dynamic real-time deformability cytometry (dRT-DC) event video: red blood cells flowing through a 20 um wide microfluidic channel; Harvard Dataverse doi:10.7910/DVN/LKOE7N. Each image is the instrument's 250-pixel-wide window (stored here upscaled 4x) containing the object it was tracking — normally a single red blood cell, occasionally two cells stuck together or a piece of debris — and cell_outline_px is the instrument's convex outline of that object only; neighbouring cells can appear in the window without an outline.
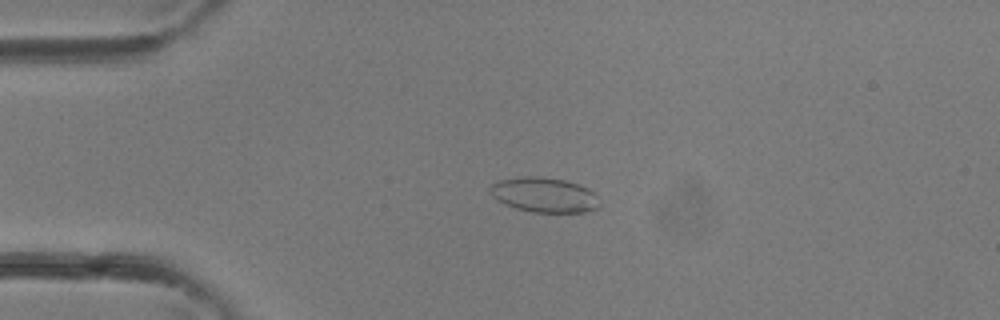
{"species": "common noctule bat (a hibernating species)", "species_latin": "Nyctalus noctula", "temperature_condition": "room temperature", "stored_images_in_passage": 37, "camera_frame_rate_fps": 3000, "um_per_image_px": 0.085, "animal": {"sex": "female"}, "frame": {"image": 1, "passage_image": 9, "time_ms": 2.667, "image_size_px": [1000, 320], "cell_outline_px": [[596, 208], [584, 212], [532, 212], [516, 208], [504, 204], [492, 196], [488, 188], [492, 184], [500, 180], [524, 176], [540, 176], [564, 180], [588, 188], [596, 196]], "centroid_in_image_um": [46.19, 16.56], "position_along_channel_um": 38.8, "area_um2": 21.91}}
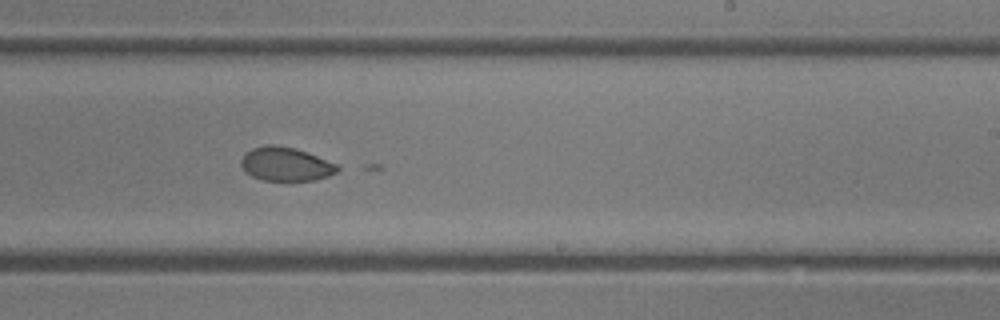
{"frame": {"image": 2, "passage_image": 23, "time_ms": 7.333, "image_size_px": [1000, 320], "cell_outline_px": [[340, 168], [336, 172], [328, 176], [316, 180], [292, 184], [288, 184], [264, 180], [252, 176], [240, 164], [240, 160], [244, 152], [252, 148], [268, 144], [272, 144], [296, 148], [308, 152], [340, 164]], "centroid_in_image_um": [24.34, 13.99], "position_along_channel_um": 264.7, "area_um2": 19.94}}
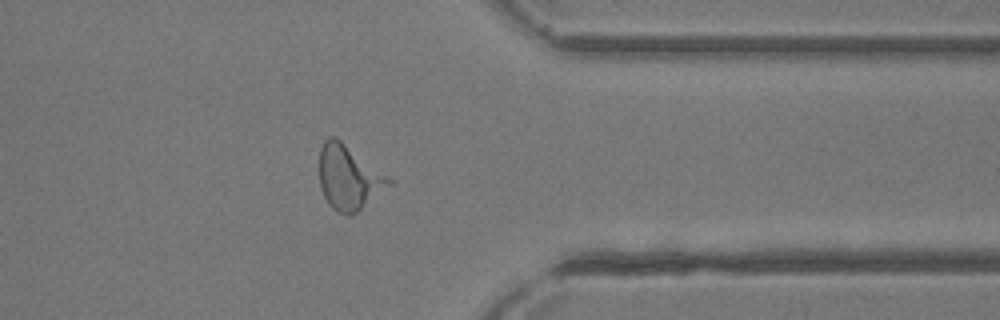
{"frame": {"image": 3, "passage_image": 30, "time_ms": 9.667, "image_size_px": [1000, 320], "cell_outline_px": [[392, 184], [352, 216], [348, 216], [332, 208], [328, 204], [320, 188], [320, 148], [324, 140], [328, 136], [332, 136], [340, 140], [388, 176], [392, 180]], "centroid_in_image_um": [29.63, 15.1], "position_along_channel_um": 381.8, "area_um2": 25.84}}